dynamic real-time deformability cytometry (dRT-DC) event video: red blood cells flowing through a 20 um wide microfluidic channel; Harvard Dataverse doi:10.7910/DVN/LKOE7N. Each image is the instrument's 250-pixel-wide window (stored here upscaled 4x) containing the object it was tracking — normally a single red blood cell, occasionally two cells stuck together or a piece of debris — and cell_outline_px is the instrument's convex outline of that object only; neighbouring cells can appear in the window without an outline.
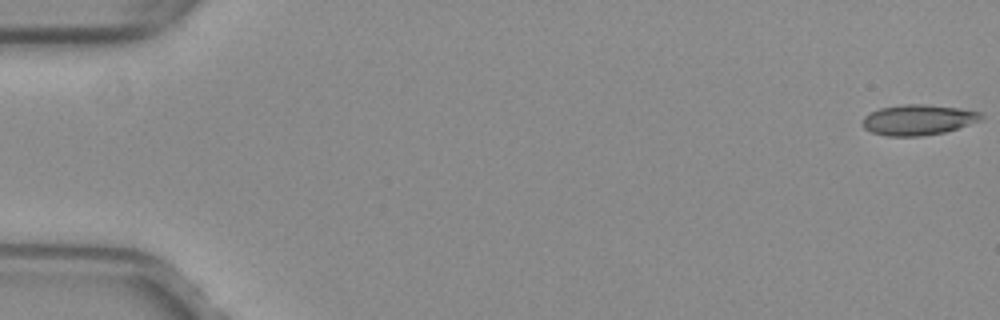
{"species": "common noctule bat (a hibernating species)", "species_latin": "Nyctalus noctula", "temperature_condition": "warm", "stored_images_in_passage": 48, "camera_frame_rate_fps": 3000, "um_per_image_px": 0.085, "animal": {"sex": "female", "body_mass_g": 29.2, "forearm_length_mm": 56.3}, "frame": {"image": 1, "passage_image": 1, "time_ms": 0.0, "image_size_px": [1000, 320], "cell_outline_px": [[984, 116], [980, 120], [944, 132], [920, 136], [888, 136], [872, 132], [864, 128], [860, 124], [860, 120], [864, 116], [880, 108], [904, 104], [924, 104], [960, 108], [980, 112]], "centroid_in_image_um": [77.99, 10.18], "position_along_channel_um": 7.0, "area_um2": 20.98}}
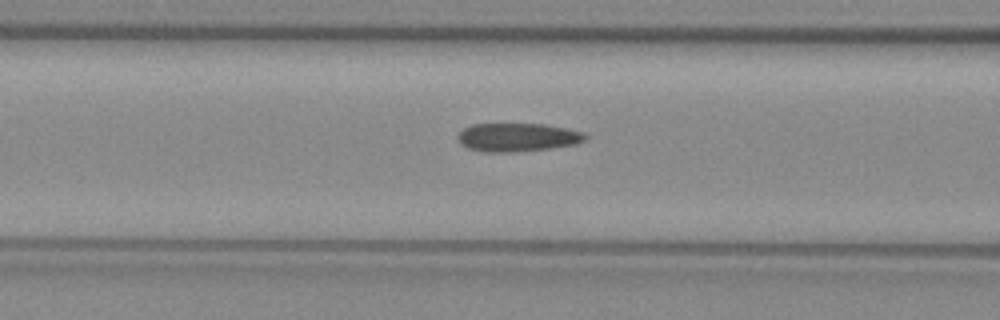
{"frame": {"image": 2, "passage_image": 22, "time_ms": 7.0, "image_size_px": [1000, 320], "cell_outline_px": [[588, 136], [584, 140], [576, 144], [548, 148], [512, 152], [484, 152], [468, 148], [460, 144], [456, 136], [464, 128], [472, 124], [544, 124], [568, 128], [584, 132]], "centroid_in_image_um": [43.98, 11.66], "position_along_channel_um": 122.6, "area_um2": 21.15}}
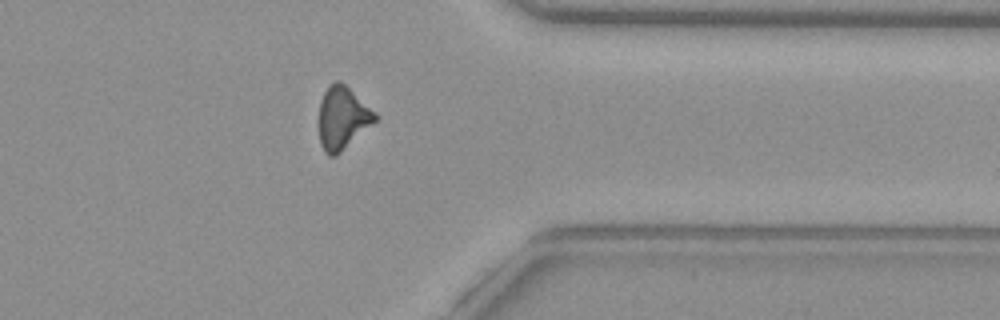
{"frame": {"image": 3, "passage_image": 42, "time_ms": 13.667, "image_size_px": [1000, 320], "cell_outline_px": [[380, 116], [376, 120], [336, 156], [328, 156], [324, 152], [320, 144], [320, 100], [324, 92], [336, 80], [340, 80], [376, 112]], "centroid_in_image_um": [29.12, 10.03], "position_along_channel_um": 382.3, "area_um2": 20.23}, "authors_computed_cell_mechanics": {"area_um2": 21.0103, "velocity_mm_per_s": 4.0316, "shape_relaxation_time_tau1_ms": null, "shape_relaxation_time_tau2_ms": 2.9227, "deformation_change_tau1": null, "deformation_change_tau2": 0.1017}}